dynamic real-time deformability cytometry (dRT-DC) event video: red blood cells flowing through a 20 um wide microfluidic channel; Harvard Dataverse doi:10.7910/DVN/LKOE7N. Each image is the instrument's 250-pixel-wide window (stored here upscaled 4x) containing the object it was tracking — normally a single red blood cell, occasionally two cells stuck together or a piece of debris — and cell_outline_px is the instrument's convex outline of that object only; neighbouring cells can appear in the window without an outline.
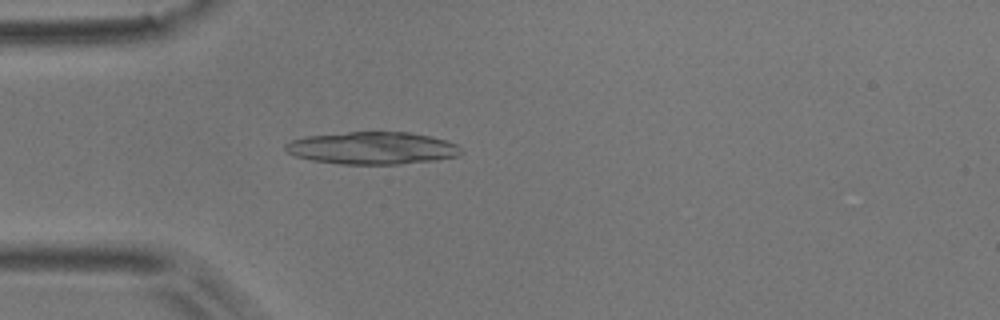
{"species": "common noctule bat (a hibernating species)", "species_latin": "Nyctalus noctula", "temperature_condition": "room temperature", "stored_images_in_passage": 4, "camera_frame_rate_fps": 3000, "um_per_image_px": 0.085, "animal": {"sex": "male", "body_mass_g": 17.9}, "frame": {"image": 1, "passage_image": 4, "time_ms": 1.0, "image_size_px": [1000, 320], "cell_outline_px": [[464, 152], [460, 156], [436, 160], [400, 164], [340, 164], [312, 160], [296, 156], [288, 152], [284, 148], [284, 144], [292, 140], [304, 136], [348, 132], [408, 132], [428, 136], [444, 140], [456, 144]], "centroid_in_image_um": [31.65, 12.59], "position_along_channel_um": 53.3, "area_um2": 33.18}}